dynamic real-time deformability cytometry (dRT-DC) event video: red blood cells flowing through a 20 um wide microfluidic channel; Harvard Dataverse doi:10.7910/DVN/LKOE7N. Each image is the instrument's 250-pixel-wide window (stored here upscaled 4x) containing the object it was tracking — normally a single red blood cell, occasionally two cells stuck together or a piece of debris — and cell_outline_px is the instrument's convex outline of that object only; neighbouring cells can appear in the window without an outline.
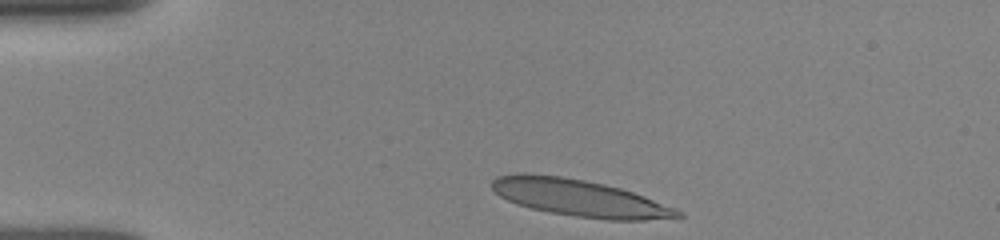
{"species": "human", "species_latin": "Homo sapiens", "temperature_condition": "room temperature", "stored_images_in_passage": 7, "camera_frame_rate_fps": 3000, "um_per_image_px": 0.085, "donor": {"sex": "female"}, "frame": {"image": 1, "passage_image": 1, "time_ms": 0.0, "image_size_px": [1000, 240], "cell_outline_px": [[684, 216], [644, 220], [608, 220], [576, 216], [552, 212], [532, 208], [516, 204], [500, 196], [492, 188], [492, 180], [496, 176], [524, 172], [560, 176], [584, 180], [604, 184], [620, 188], [644, 196], [676, 208], [684, 212]], "centroid_in_image_um": [49.25, 16.82], "position_along_channel_um": 35.8, "area_um2": 39.71}}
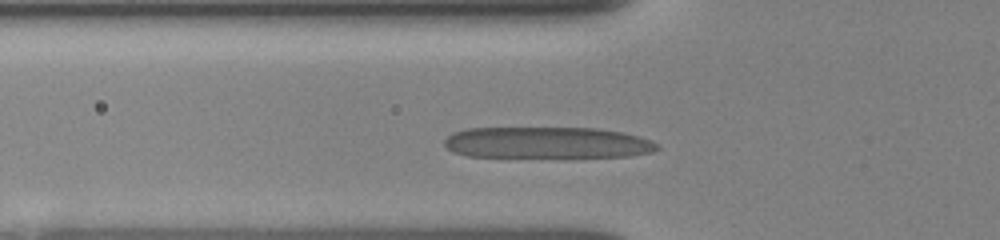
{"frame": {"image": 2, "passage_image": 6, "time_ms": 2.333, "image_size_px": [1000, 240], "cell_outline_px": [[660, 148], [652, 152], [628, 156], [468, 156], [452, 152], [444, 144], [444, 140], [452, 132], [468, 128], [596, 128], [624, 132], [640, 136], [652, 140]], "centroid_in_image_um": [46.51, 12.11], "position_along_channel_um": 79.3, "area_um2": 38.73}}